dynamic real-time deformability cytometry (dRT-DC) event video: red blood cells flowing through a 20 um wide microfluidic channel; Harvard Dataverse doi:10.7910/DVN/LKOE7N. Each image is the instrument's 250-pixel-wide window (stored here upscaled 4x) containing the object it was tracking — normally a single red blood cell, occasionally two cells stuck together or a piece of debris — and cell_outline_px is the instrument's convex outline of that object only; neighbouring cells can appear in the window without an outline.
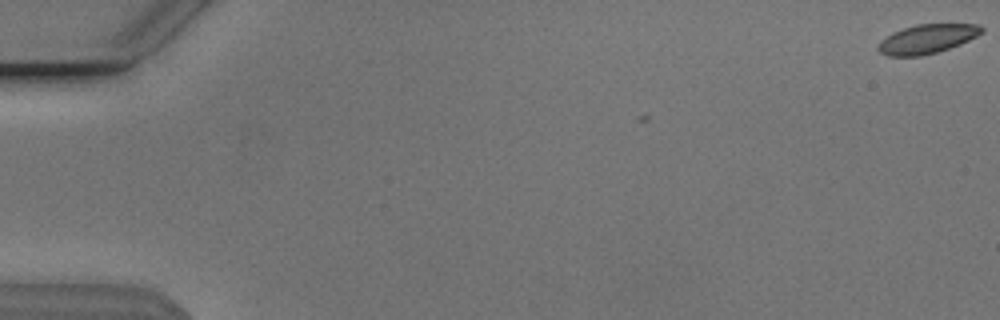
{"species": "Egyptian fruit bat (a non-hibernating species)", "species_latin": "Rousettus aegyptiacus", "temperature_condition": "cold", "stored_images_in_passage": 7, "camera_frame_rate_fps": 3000, "um_per_image_px": 0.085, "animal": {"sex": "male"}, "frame": {"image": 1, "passage_image": 1, "time_ms": 0.0, "image_size_px": [1000, 320], "cell_outline_px": [[984, 32], [960, 44], [936, 52], [920, 56], [888, 56], [880, 52], [876, 48], [880, 40], [892, 32], [916, 24], [980, 24], [984, 28]], "centroid_in_image_um": [78.79, 3.3], "position_along_channel_um": 6.2, "area_um2": 17.57}}